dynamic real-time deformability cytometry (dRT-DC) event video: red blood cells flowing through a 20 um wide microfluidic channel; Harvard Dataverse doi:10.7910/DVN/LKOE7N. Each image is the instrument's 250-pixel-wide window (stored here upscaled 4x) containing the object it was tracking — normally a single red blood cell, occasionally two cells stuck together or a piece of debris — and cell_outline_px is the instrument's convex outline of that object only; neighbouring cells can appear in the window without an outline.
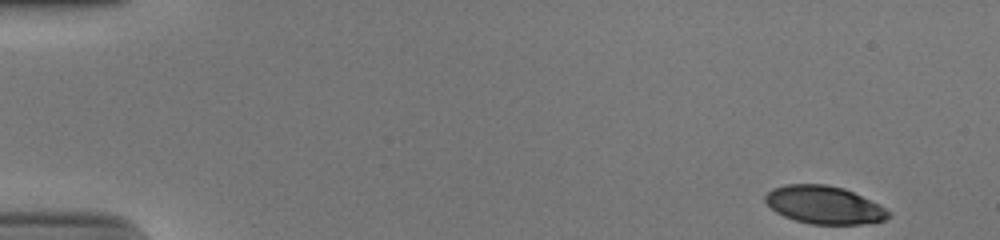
{"species": "human", "species_latin": "Homo sapiens", "temperature_condition": "cold", "stored_images_in_passage": 50, "camera_frame_rate_fps": 3000, "um_per_image_px": 0.085, "donor": {"sex": "male"}, "frame": {"image": 1, "passage_image": 1, "time_ms": 0.0, "image_size_px": [1000, 240], "cell_outline_px": [[892, 212], [884, 220], [860, 224], [812, 224], [796, 220], [784, 216], [776, 212], [764, 200], [764, 196], [772, 188], [784, 184], [828, 184], [844, 188], [880, 204]], "centroid_in_image_um": [70.05, 17.4], "position_along_channel_um": 14.9, "area_um2": 27.22}}
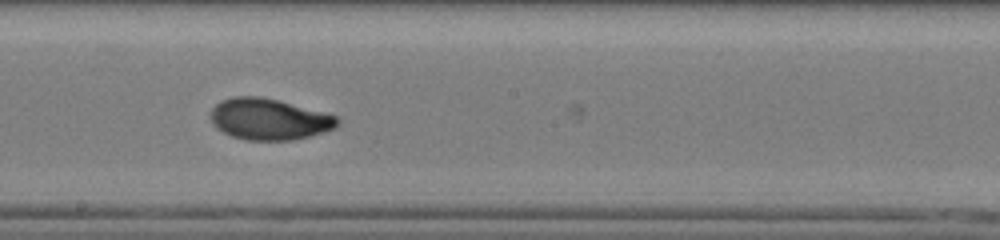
{"frame": {"image": 2, "passage_image": 28, "time_ms": 9.0, "image_size_px": [1000, 240], "cell_outline_px": [[340, 124], [336, 128], [324, 132], [292, 140], [248, 140], [232, 136], [216, 128], [212, 124], [212, 108], [220, 100], [236, 96], [256, 96], [276, 100], [328, 112], [336, 116], [340, 120]], "centroid_in_image_um": [22.91, 10.13], "position_along_channel_um": 225.3, "area_um2": 30.52}}
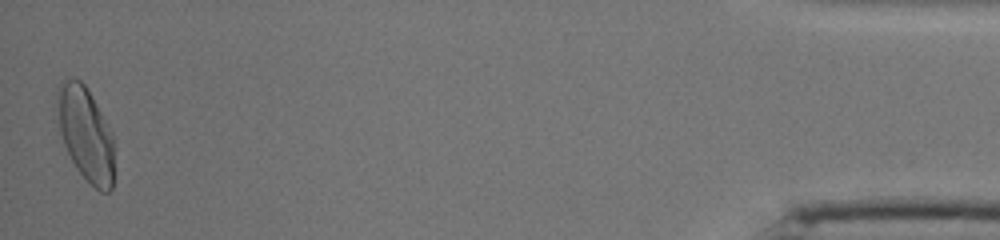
{"frame": {"image": 3, "passage_image": 50, "time_ms": 16.333, "image_size_px": [1000, 240], "cell_outline_px": [[112, 188], [108, 192], [100, 192], [76, 168], [64, 144], [60, 132], [56, 96], [56, 92], [68, 80], [80, 80], [84, 84], [112, 132]], "centroid_in_image_um": [7.28, 11.41], "position_along_channel_um": 427.9, "area_um2": 30.0}, "authors_computed_cell_mechanics": {"area_um2": 29.2468, "velocity_mm_per_s": 3.8909, "shape_relaxation_time_tau1_ms": 4.3013, "shape_relaxation_time_tau2_ms": 1.1134, "deformation_change_tau1": 0.1869, "deformation_change_tau2": 0.0481}}